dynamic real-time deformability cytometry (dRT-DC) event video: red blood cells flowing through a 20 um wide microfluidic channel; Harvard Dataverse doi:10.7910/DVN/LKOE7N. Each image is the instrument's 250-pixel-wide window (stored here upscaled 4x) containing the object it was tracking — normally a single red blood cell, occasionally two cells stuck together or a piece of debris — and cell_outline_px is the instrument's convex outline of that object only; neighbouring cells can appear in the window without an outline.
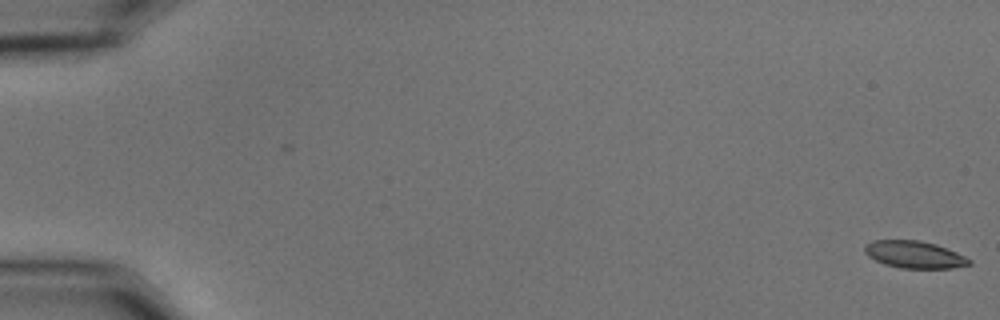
{"species": "common noctule bat (a hibernating species)", "species_latin": "Nyctalus noctula", "temperature_condition": "cold", "stored_images_in_passage": 2, "camera_frame_rate_fps": 3000, "um_per_image_px": 0.085, "animal": {"sex": "male", "body_mass_g": 15.6}, "frame": {"image": 1, "passage_image": 2, "time_ms": 0.333, "image_size_px": [1000, 320], "cell_outline_px": [[972, 264], [952, 268], [900, 268], [884, 264], [868, 256], [864, 252], [864, 248], [872, 240], [920, 240], [936, 244], [956, 252], [972, 260]], "centroid_in_image_um": [77.73, 21.64], "position_along_channel_um": 7.3, "area_um2": 16.53}}